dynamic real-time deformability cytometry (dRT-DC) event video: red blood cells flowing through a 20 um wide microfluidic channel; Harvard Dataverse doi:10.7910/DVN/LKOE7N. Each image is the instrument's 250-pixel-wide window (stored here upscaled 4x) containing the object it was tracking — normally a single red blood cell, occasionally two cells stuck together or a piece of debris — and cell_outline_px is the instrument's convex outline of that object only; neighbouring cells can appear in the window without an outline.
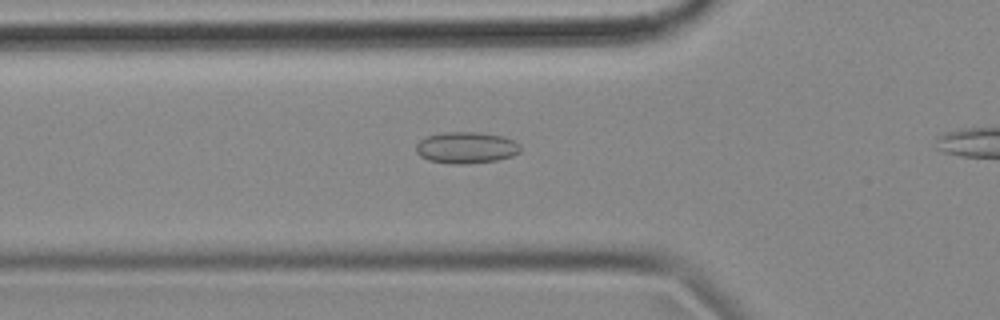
{"species": "common noctule bat (a hibernating species)", "species_latin": "Nyctalus noctula", "temperature_condition": "cold", "stored_images_in_passage": 39, "camera_frame_rate_fps": 3000, "um_per_image_px": 0.085, "animal": {"sex": "female", "body_mass_g": 18.4}, "frame": {"image": 1, "passage_image": 12, "time_ms": 3.667, "image_size_px": [1000, 320], "cell_outline_px": [[520, 152], [512, 156], [496, 160], [464, 164], [448, 164], [428, 160], [420, 156], [416, 152], [416, 144], [424, 136], [444, 132], [480, 132], [504, 136], [516, 140], [520, 144]], "centroid_in_image_um": [39.63, 12.54], "position_along_channel_um": 86.2, "area_um2": 19.48}}
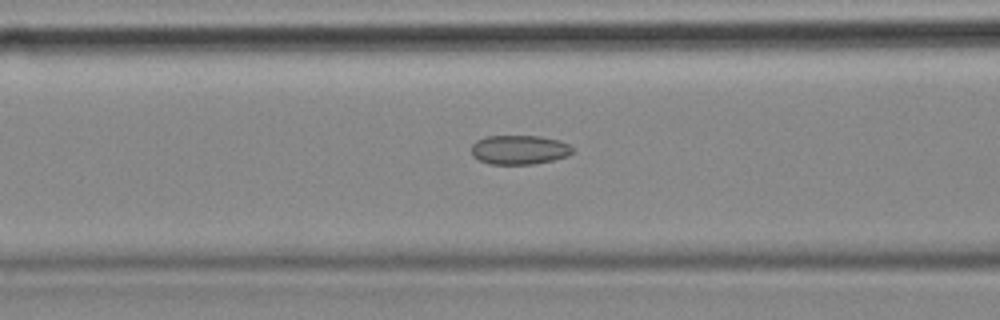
{"frame": {"image": 2, "passage_image": 15, "time_ms": 4.667, "image_size_px": [1000, 320], "cell_outline_px": [[572, 152], [568, 156], [552, 160], [532, 164], [492, 164], [480, 160], [472, 156], [472, 144], [476, 140], [484, 136], [540, 136], [560, 140], [568, 144], [572, 148]], "centroid_in_image_um": [44.13, 12.72], "position_along_channel_um": 122.5, "area_um2": 17.22}}
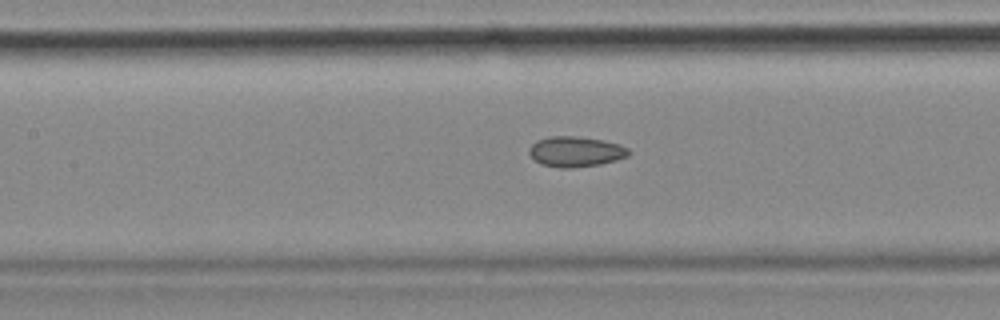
{"frame": {"image": 3, "passage_image": 18, "time_ms": 5.667, "image_size_px": [1000, 320], "cell_outline_px": [[632, 152], [628, 156], [616, 160], [600, 164], [572, 168], [560, 168], [540, 164], [528, 152], [528, 148], [536, 140], [552, 136], [576, 136], [604, 140], [620, 144], [628, 148]], "centroid_in_image_um": [48.95, 12.88], "position_along_channel_um": 158.5, "area_um2": 17.74}}